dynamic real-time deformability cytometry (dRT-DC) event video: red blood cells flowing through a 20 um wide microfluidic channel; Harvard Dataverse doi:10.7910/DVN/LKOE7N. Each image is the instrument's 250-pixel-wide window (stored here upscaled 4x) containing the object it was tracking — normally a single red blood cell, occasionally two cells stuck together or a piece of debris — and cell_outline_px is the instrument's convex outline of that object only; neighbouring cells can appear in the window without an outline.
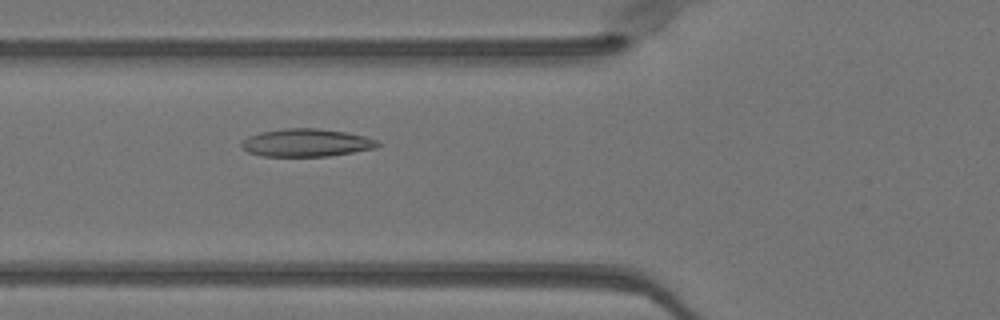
{"species": "Egyptian fruit bat (a non-hibernating species)", "species_latin": "Rousettus aegyptiacus", "temperature_condition": "warm", "stored_images_in_passage": 36, "camera_frame_rate_fps": 3000, "um_per_image_px": 0.085, "animal": {"sex": "female"}, "frame": {"image": 1, "passage_image": 4, "time_ms": 1.0, "image_size_px": [1000, 320], "cell_outline_px": [[380, 144], [376, 148], [328, 156], [260, 156], [248, 152], [240, 144], [240, 140], [248, 136], [260, 132], [284, 128], [316, 128], [344, 132], [364, 136], [376, 140]], "centroid_in_image_um": [25.98, 12.13], "position_along_channel_um": 99.8, "area_um2": 22.02}}
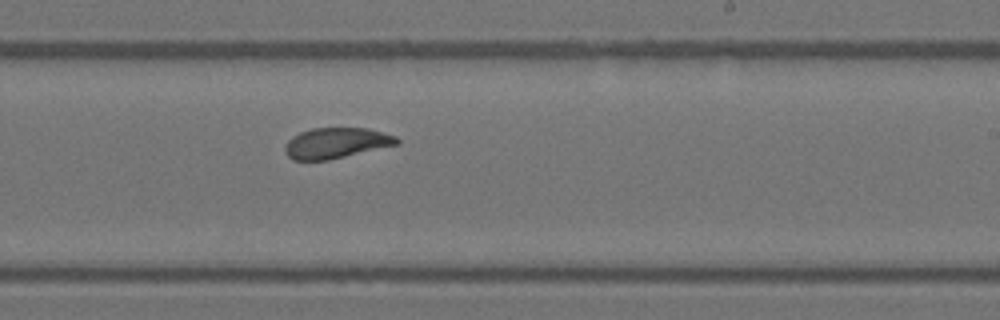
{"frame": {"image": 2, "passage_image": 16, "time_ms": 5.0, "image_size_px": [1000, 320], "cell_outline_px": [[400, 144], [328, 160], [292, 160], [284, 152], [284, 148], [288, 140], [292, 136], [300, 132], [312, 128], [368, 128], [396, 136], [400, 140]], "centroid_in_image_um": [28.57, 12.16], "position_along_channel_um": 260.4, "area_um2": 20.06}}
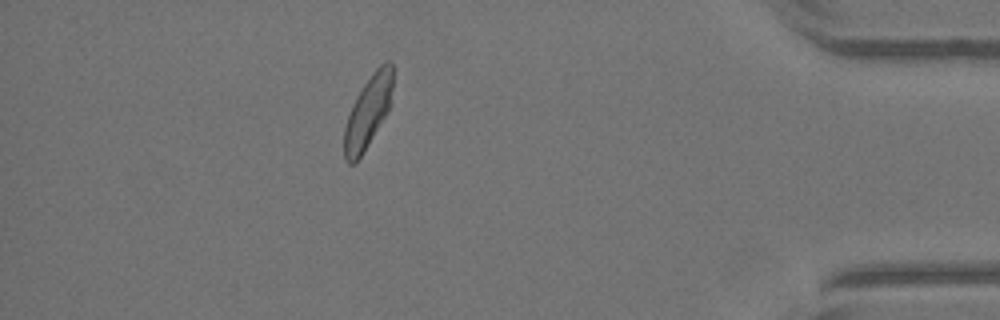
{"frame": {"image": 3, "passage_image": 30, "time_ms": 9.667, "image_size_px": [1000, 320], "cell_outline_px": [[392, 104], [388, 112], [356, 164], [348, 164], [344, 160], [344, 128], [352, 104], [356, 96], [372, 72], [384, 60], [388, 60], [392, 64]], "centroid_in_image_um": [31.28, 9.52], "position_along_channel_um": 403.9, "area_um2": 20.63}, "authors_computed_cell_mechanics": {"area_um2": 20.808, "velocity_mm_per_s": 4.0265, "shape_relaxation_time_tau1_ms": 6.1059, "shape_relaxation_time_tau2_ms": 1.5564, "deformation_change_tau1": 0.1678, "deformation_change_tau2": 0.0669}}